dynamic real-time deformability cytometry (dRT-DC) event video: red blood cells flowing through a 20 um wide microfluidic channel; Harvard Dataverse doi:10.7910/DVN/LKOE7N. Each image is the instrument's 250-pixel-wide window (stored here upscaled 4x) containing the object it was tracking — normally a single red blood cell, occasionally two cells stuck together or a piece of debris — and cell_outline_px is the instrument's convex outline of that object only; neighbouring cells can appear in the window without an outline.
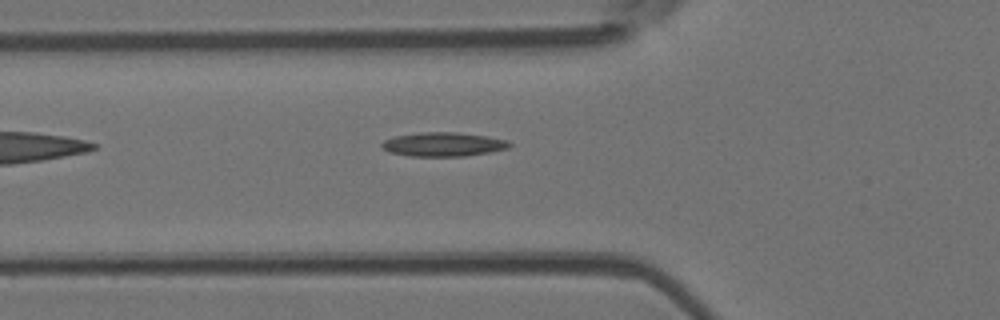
{"species": "Egyptian fruit bat (a non-hibernating species)", "species_latin": "Rousettus aegyptiacus", "temperature_condition": "room temperature", "stored_images_in_passage": 2, "camera_frame_rate_fps": 3000, "um_per_image_px": 0.085, "animal": {"sex": "female"}, "frame": {"image": 1, "passage_image": 2, "time_ms": 1.333, "image_size_px": [1000, 320], "cell_outline_px": [[512, 144], [508, 148], [488, 152], [464, 156], [408, 156], [388, 152], [380, 144], [384, 140], [396, 136], [420, 132], [456, 132], [488, 136], [508, 140]], "centroid_in_image_um": [37.68, 12.26], "position_along_channel_um": 88.1, "area_um2": 17.86}}